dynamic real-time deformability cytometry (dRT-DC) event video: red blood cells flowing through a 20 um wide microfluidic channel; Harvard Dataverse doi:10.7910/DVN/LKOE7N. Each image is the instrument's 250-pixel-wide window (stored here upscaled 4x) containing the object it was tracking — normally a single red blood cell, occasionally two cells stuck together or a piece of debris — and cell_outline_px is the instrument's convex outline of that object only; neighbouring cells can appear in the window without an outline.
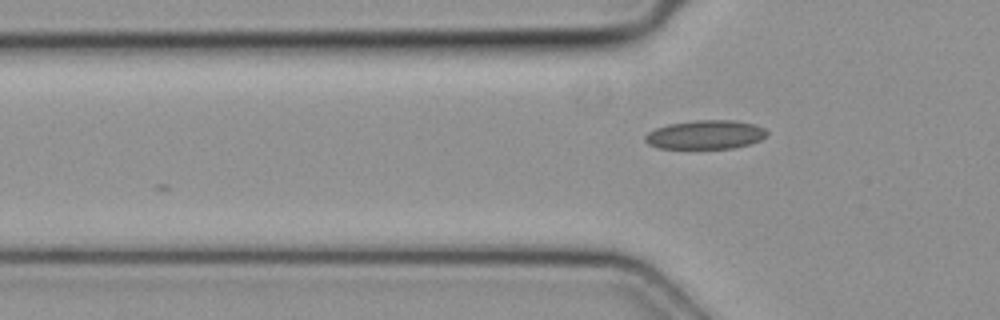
{"species": "common noctule bat (a hibernating species)", "species_latin": "Nyctalus noctula", "temperature_condition": "cold", "stored_images_in_passage": 4, "camera_frame_rate_fps": 3000, "um_per_image_px": 0.085, "animal": {"sex": "female", "body_mass_g": 19.3, "forearm_length_mm": 54.1}, "frame": {"image": 1, "passage_image": 3, "time_ms": 0.667, "image_size_px": [1000, 320], "cell_outline_px": [[768, 136], [760, 140], [748, 144], [732, 148], [660, 148], [648, 144], [644, 140], [644, 136], [648, 132], [656, 128], [668, 124], [696, 120], [736, 120], [756, 124], [764, 128], [768, 132]], "centroid_in_image_um": [59.99, 11.44], "position_along_channel_um": 65.8, "area_um2": 20.58}}
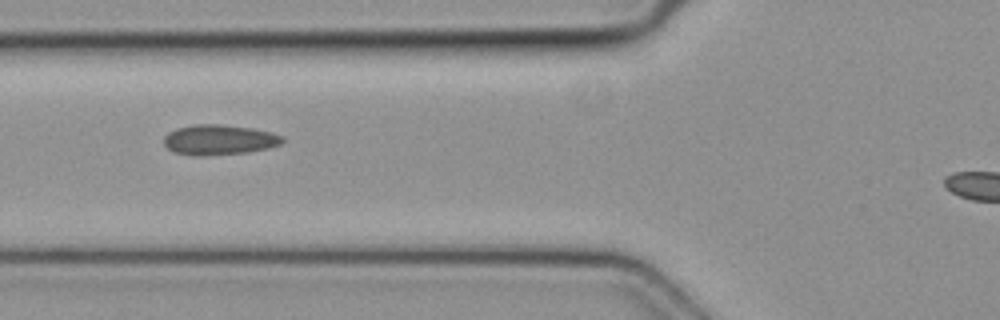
{"frame": {"image": 2, "passage_image": 4, "time_ms": 1.0, "image_size_px": [1000, 320], "cell_outline_px": [[284, 140], [280, 144], [268, 148], [248, 152], [204, 156], [192, 156], [172, 152], [164, 144], [164, 136], [168, 132], [176, 128], [196, 124], [220, 124], [252, 128], [272, 132], [284, 136]], "centroid_in_image_um": [18.61, 11.88], "position_along_channel_um": 107.2, "area_um2": 21.1}}